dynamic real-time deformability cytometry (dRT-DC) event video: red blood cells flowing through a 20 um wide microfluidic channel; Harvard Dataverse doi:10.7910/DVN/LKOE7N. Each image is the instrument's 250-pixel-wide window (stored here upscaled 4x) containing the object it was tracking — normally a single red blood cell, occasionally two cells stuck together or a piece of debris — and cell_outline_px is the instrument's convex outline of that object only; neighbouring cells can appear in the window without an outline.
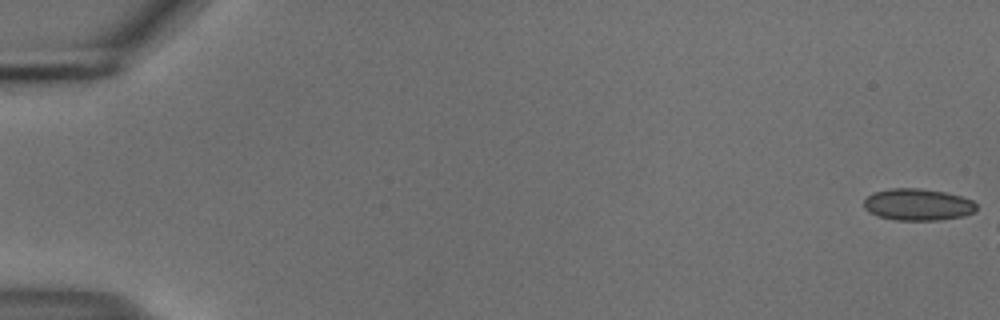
{"species": "common noctule bat (a hibernating species)", "species_latin": "Nyctalus noctula", "temperature_condition": "cold", "stored_images_in_passage": 11, "camera_frame_rate_fps": 3000, "um_per_image_px": 0.085, "animal": {"sex": "male", "body_mass_g": 18.8}, "frame": {"image": 1, "passage_image": 1, "time_ms": 0.0, "image_size_px": [1000, 320], "cell_outline_px": [[976, 212], [964, 216], [940, 220], [896, 220], [876, 216], [868, 212], [864, 208], [864, 200], [872, 192], [892, 188], [920, 188], [944, 192], [960, 196], [972, 200], [976, 204]], "centroid_in_image_um": [78.0, 17.39], "position_along_channel_um": 7.0, "area_um2": 21.04}}